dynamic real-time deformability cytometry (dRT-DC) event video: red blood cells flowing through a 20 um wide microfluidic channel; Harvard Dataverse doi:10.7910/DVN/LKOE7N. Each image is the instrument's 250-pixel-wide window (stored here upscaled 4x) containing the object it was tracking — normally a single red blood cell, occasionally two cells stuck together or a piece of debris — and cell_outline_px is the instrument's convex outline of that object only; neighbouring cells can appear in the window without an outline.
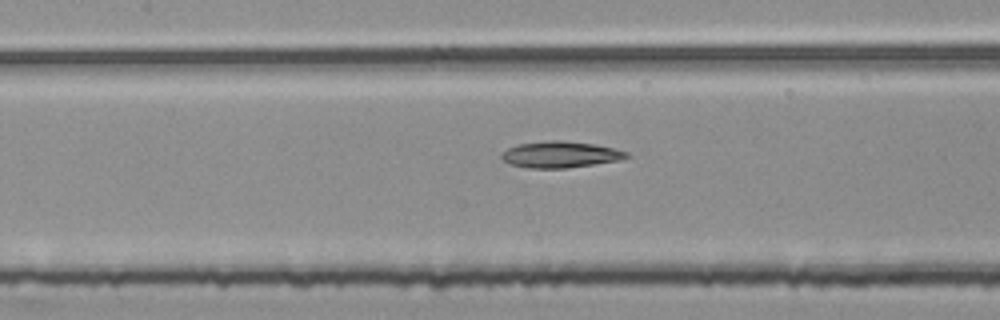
{"species": "common noctule bat (a hibernating species)", "species_latin": "Nyctalus noctula", "temperature_condition": "room temperature", "stored_images_in_passage": 54, "segment_of_instrument_passage": [2, 2], "camera_frame_rate_fps": 3000, "um_per_image_px": 0.085, "animal": {"sex": "female", "body_mass_g": 25.1}, "frame": {"image": 1, "passage_image": 24, "time_ms": 7.667, "image_size_px": [1000, 320], "cell_outline_px": [[632, 156], [620, 160], [564, 168], [528, 168], [512, 164], [504, 160], [500, 156], [500, 152], [516, 144], [548, 140], [560, 140], [596, 144], [628, 152]], "centroid_in_image_um": [47.62, 13.12], "position_along_channel_um": 159.8, "area_um2": 19.19}}
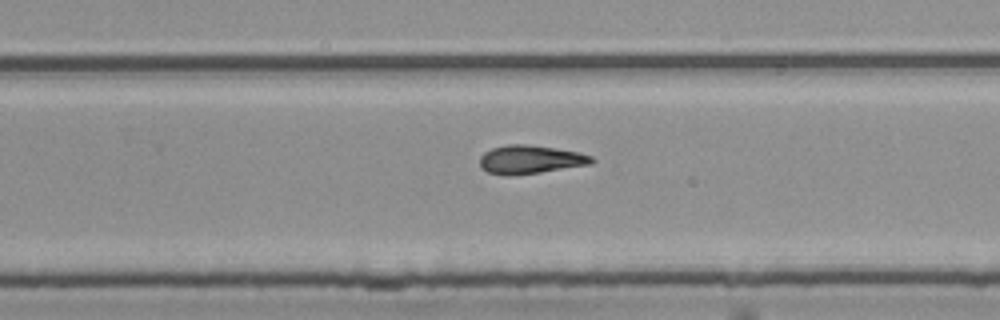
{"frame": {"image": 2, "passage_image": 34, "time_ms": 11.0, "image_size_px": [1000, 320], "cell_outline_px": [[596, 160], [592, 164], [540, 172], [508, 176], [488, 172], [480, 168], [480, 156], [484, 152], [492, 148], [508, 144], [524, 144], [556, 148], [576, 152], [592, 156]], "centroid_in_image_um": [45.06, 13.56], "position_along_channel_um": 284.7, "area_um2": 18.55}}
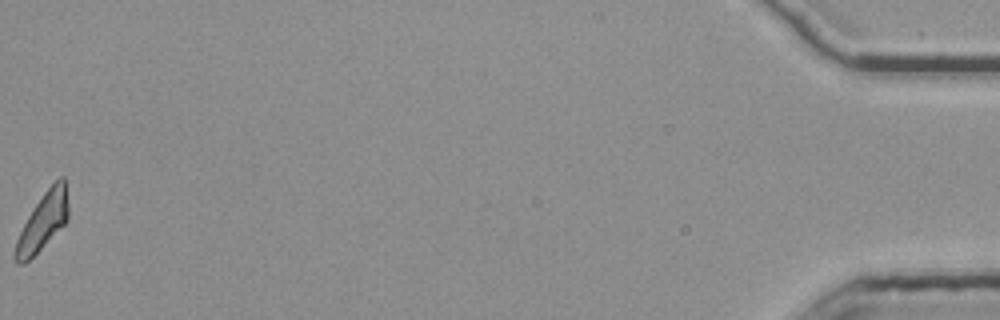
{"frame": {"image": 3, "passage_image": 54, "time_ms": 17.667, "image_size_px": [1000, 320], "cell_outline_px": [[68, 220], [24, 264], [16, 264], [12, 260], [12, 252], [16, 240], [28, 216], [44, 192], [60, 176], [64, 176], [68, 204]], "centroid_in_image_um": [3.6, 18.86], "position_along_channel_um": 431.6, "area_um2": 17.46}}